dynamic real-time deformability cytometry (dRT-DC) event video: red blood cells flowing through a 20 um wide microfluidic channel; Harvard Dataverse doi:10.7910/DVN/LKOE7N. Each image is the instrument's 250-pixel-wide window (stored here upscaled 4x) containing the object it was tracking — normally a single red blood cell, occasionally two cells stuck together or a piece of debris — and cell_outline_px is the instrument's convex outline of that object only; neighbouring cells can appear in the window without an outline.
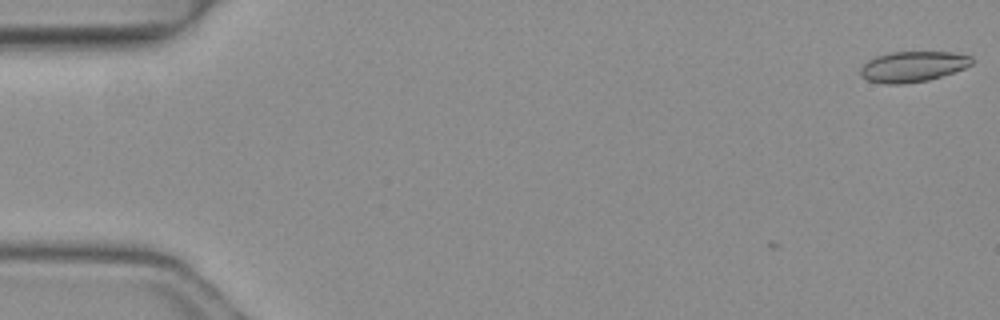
{"species": "common noctule bat (a hibernating species)", "species_latin": "Nyctalus noctula", "temperature_condition": "warm", "stored_images_in_passage": 4, "camera_frame_rate_fps": 3000, "um_per_image_px": 0.085, "animal": {"sex": "female", "body_mass_g": 19.3, "forearm_length_mm": 54.1}, "frame": {"image": 1, "passage_image": 1, "time_ms": 0.0, "image_size_px": [1000, 320], "cell_outline_px": [[972, 64], [964, 68], [928, 80], [904, 84], [884, 84], [868, 80], [860, 76], [860, 68], [868, 60], [876, 56], [892, 52], [952, 52], [972, 56]], "centroid_in_image_um": [77.56, 5.66], "position_along_channel_um": 7.4, "area_um2": 19.77}}
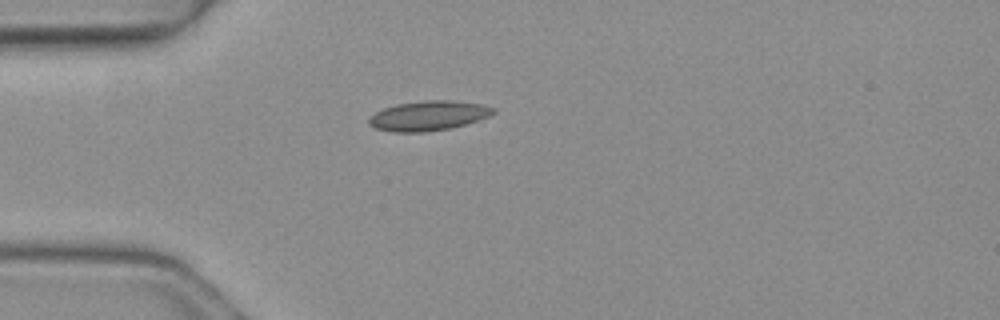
{"frame": {"image": 2, "passage_image": 4, "time_ms": 1.0, "image_size_px": [1000, 320], "cell_outline_px": [[496, 112], [488, 116], [464, 124], [448, 128], [424, 132], [392, 132], [376, 128], [368, 124], [368, 120], [376, 112], [384, 108], [396, 104], [424, 100], [448, 100], [484, 104], [496, 108]], "centroid_in_image_um": [36.42, 9.82], "position_along_channel_um": 48.6, "area_um2": 21.39}}